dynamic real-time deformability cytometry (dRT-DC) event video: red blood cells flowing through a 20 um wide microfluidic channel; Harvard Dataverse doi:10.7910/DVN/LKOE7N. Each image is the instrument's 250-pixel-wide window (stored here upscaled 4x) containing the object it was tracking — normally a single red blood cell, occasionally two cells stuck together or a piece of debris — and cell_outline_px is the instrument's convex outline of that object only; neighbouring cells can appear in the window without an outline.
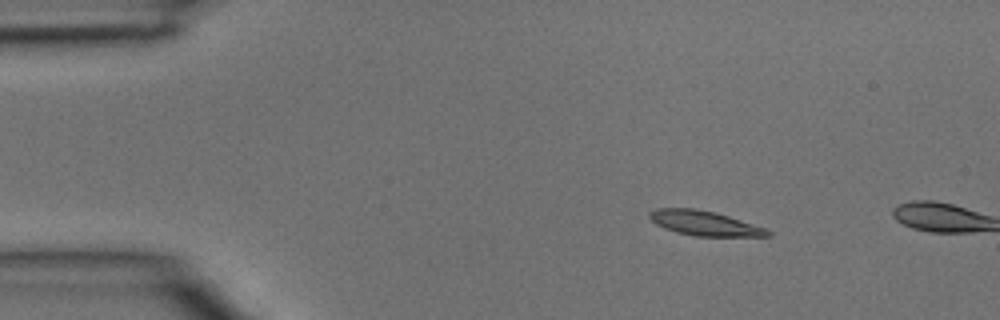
{"species": "common noctule bat (a hibernating species)", "species_latin": "Nyctalus noctula", "temperature_condition": "room temperature", "stored_images_in_passage": 2, "camera_frame_rate_fps": 3000, "um_per_image_px": 0.085, "animal": {"sex": "male", "body_mass_g": 15.6}, "frame": {"image": 1, "passage_image": 1, "time_ms": 0.0, "image_size_px": [1000, 320], "cell_outline_px": [[772, 236], [696, 236], [676, 232], [664, 228], [656, 224], [648, 216], [648, 212], [656, 208], [696, 208], [728, 216], [764, 228], [772, 232]], "centroid_in_image_um": [59.83, 18.97], "position_along_channel_um": 25.2, "area_um2": 16.82}}